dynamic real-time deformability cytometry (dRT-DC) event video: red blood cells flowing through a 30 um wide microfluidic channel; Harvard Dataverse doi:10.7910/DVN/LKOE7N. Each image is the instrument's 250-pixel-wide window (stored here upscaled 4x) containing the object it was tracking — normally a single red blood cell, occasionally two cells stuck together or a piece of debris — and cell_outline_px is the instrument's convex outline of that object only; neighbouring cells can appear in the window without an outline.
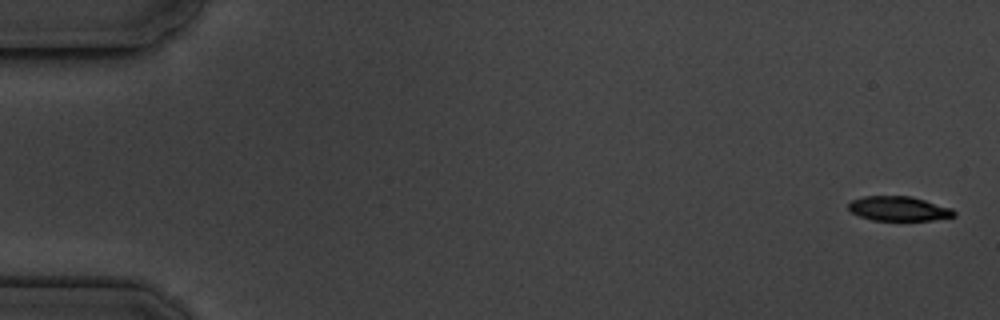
{"species": "common noctule bat (a hibernating species)", "species_latin": "Nyctalus noctula", "temperature_condition": "cold", "stored_images_in_passage": 5, "camera_frame_rate_fps": 3000, "um_per_image_px": 0.085, "animal": {"sex": "male", "body_mass_g": 19.5, "forearm_length_mm": 54.6}, "frame": {"image": 1, "passage_image": 1, "time_ms": 0.0, "image_size_px": [1000, 320], "cell_outline_px": [[956, 216], [932, 220], [872, 220], [860, 216], [852, 212], [848, 208], [848, 204], [852, 200], [864, 196], [912, 196], [952, 208], [956, 212]], "centroid_in_image_um": [76.41, 17.73], "position_along_channel_um": 8.6, "area_um2": 15.09}}
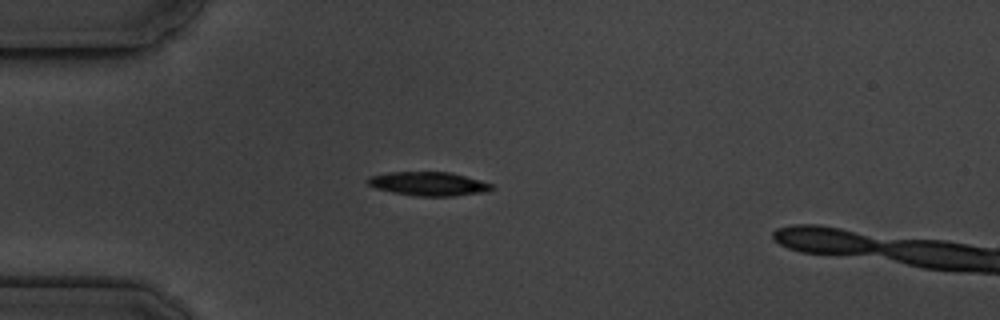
{"frame": {"image": 2, "passage_image": 5, "time_ms": 4.667, "image_size_px": [1000, 320], "cell_outline_px": [[496, 188], [484, 192], [452, 196], [416, 196], [392, 192], [376, 188], [368, 184], [364, 180], [368, 176], [392, 172], [448, 172], [480, 180], [492, 184]], "centroid_in_image_um": [36.4, 15.62], "position_along_channel_um": 48.6, "area_um2": 17.17}}